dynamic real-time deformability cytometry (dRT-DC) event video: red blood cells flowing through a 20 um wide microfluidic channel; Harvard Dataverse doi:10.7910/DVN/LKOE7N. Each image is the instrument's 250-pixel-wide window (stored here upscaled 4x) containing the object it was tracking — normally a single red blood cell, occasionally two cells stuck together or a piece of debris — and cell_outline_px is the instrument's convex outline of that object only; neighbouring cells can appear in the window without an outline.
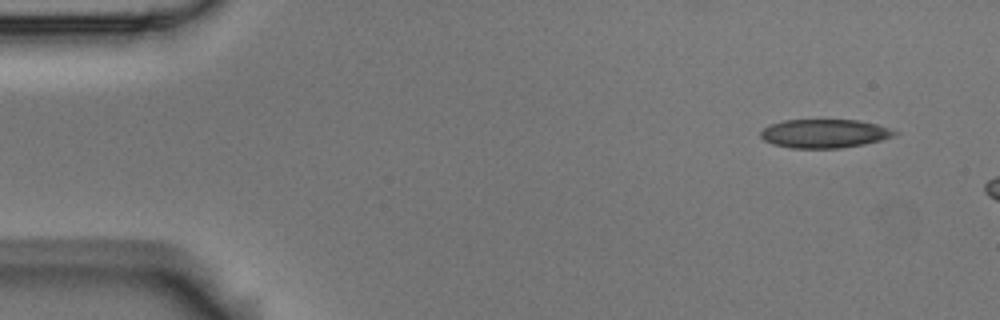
{"species": "Egyptian fruit bat (a non-hibernating species)", "species_latin": "Rousettus aegyptiacus", "temperature_condition": "room temperature", "stored_images_in_passage": 4, "camera_frame_rate_fps": 3000, "um_per_image_px": 0.085, "animal": {"sex": "male"}, "frame": {"image": 1, "passage_image": 1, "time_ms": 0.0, "image_size_px": [1000, 320], "cell_outline_px": [[900, 132], [896, 136], [864, 144], [840, 148], [792, 148], [772, 144], [764, 140], [760, 136], [760, 132], [764, 128], [772, 124], [784, 120], [860, 120], [892, 128]], "centroid_in_image_um": [70.12, 11.35], "position_along_channel_um": 14.9, "area_um2": 22.48}}